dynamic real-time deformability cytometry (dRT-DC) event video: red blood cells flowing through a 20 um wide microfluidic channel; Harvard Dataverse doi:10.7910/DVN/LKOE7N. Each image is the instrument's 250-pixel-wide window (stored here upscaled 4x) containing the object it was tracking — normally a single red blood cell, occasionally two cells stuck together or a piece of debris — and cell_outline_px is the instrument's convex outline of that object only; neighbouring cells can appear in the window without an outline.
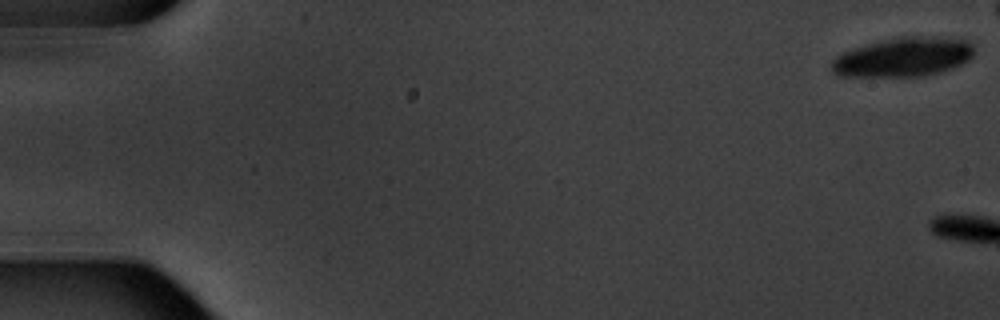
{"species": "common noctule bat (a hibernating species)", "species_latin": "Nyctalus noctula", "temperature_condition": "warm", "stored_images_in_passage": 7, "camera_frame_rate_fps": 3000, "um_per_image_px": 0.085, "animal": {"sex": "male", "body_mass_g": 20.1, "forearm_length_mm": 53.5}, "frame": {"image": 1, "passage_image": 1, "time_ms": 0.0, "image_size_px": [1000, 320], "cell_outline_px": [[976, 52], [968, 60], [952, 68], [940, 72], [924, 76], [840, 76], [832, 72], [832, 60], [836, 56], [844, 52], [868, 44], [884, 40], [904, 36], [916, 36], [968, 40], [972, 44]], "centroid_in_image_um": [76.81, 4.86], "position_along_channel_um": 8.2, "area_um2": 32.19}}
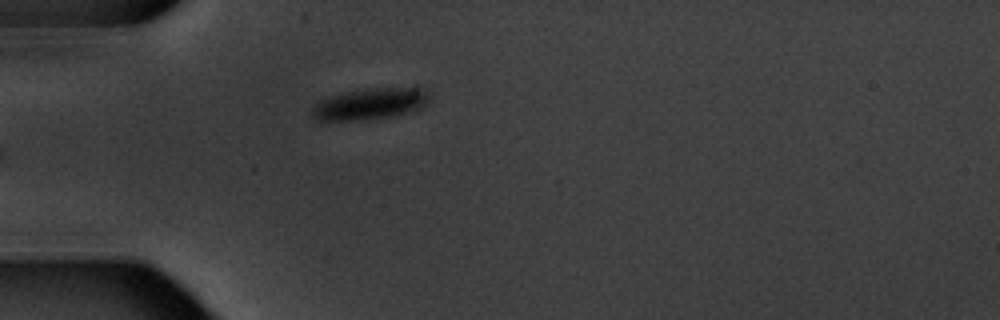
{"frame": {"image": 2, "passage_image": 7, "time_ms": 8.0, "image_size_px": [1000, 320], "cell_outline_px": [[432, 96], [428, 104], [416, 112], [392, 116], [360, 120], [320, 120], [312, 116], [312, 108], [320, 100], [328, 96], [344, 92], [372, 88], [416, 84], [420, 84], [428, 88]], "centroid_in_image_um": [31.69, 8.76], "position_along_channel_um": 53.3, "area_um2": 22.66}}